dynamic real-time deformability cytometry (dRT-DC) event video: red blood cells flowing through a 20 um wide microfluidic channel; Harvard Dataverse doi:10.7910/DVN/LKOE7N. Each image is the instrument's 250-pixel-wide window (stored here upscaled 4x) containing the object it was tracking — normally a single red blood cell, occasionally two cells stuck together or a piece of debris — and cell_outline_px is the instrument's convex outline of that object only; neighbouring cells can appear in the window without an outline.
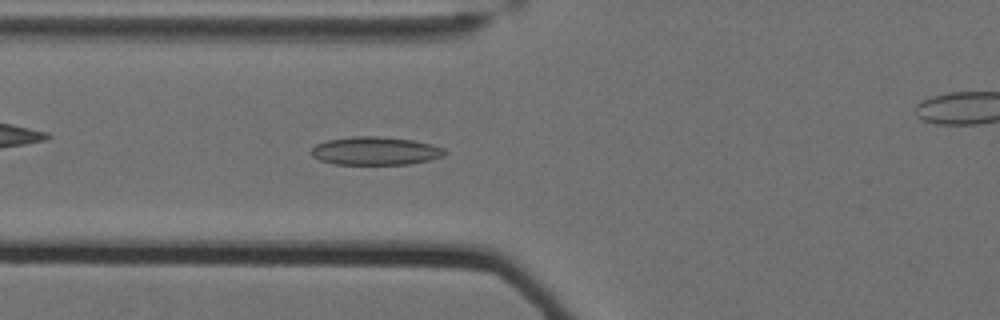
{"species": "Egyptian fruit bat (a non-hibernating species)", "species_latin": "Rousettus aegyptiacus", "temperature_condition": "cold", "stored_images_in_passage": 52, "camera_frame_rate_fps": 3000, "um_per_image_px": 0.085, "animal": {"sex": "female"}, "frame": {"image": 1, "passage_image": 16, "time_ms": 5.0, "image_size_px": [1000, 320], "cell_outline_px": [[448, 152], [444, 156], [428, 160], [408, 164], [332, 164], [320, 160], [312, 156], [308, 152], [316, 144], [328, 140], [352, 136], [380, 136], [412, 140], [432, 144], [444, 148]], "centroid_in_image_um": [31.89, 12.82], "position_along_channel_um": 93.9, "area_um2": 22.08}}
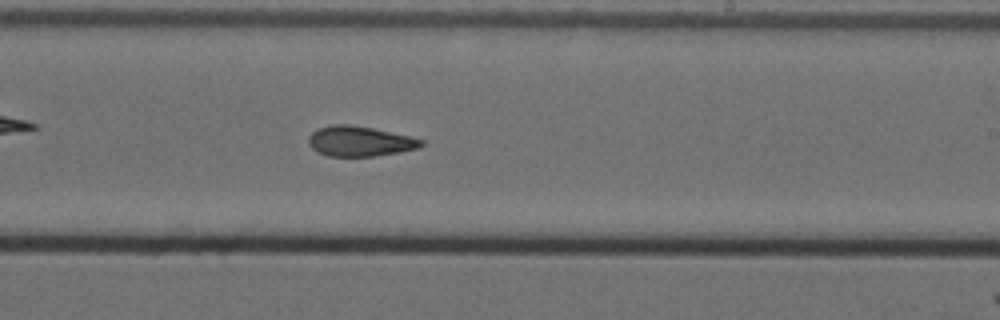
{"frame": {"image": 2, "passage_image": 30, "time_ms": 9.667, "image_size_px": [1000, 320], "cell_outline_px": [[424, 144], [416, 148], [400, 152], [376, 156], [328, 156], [312, 148], [308, 144], [308, 136], [316, 128], [332, 124], [348, 124], [372, 128], [408, 136], [424, 140]], "centroid_in_image_um": [30.54, 12.0], "position_along_channel_um": 258.5, "area_um2": 19.71}}
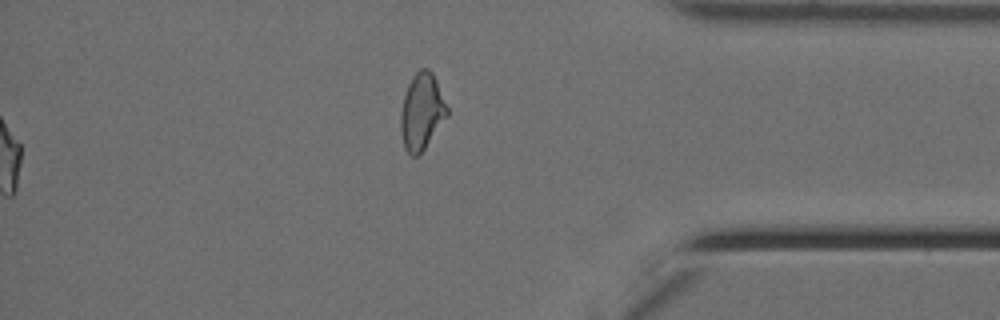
{"frame": {"image": 3, "passage_image": 52, "time_ms": 17.0, "image_size_px": [1000, 320], "cell_outline_px": [[448, 116], [424, 148], [416, 156], [412, 156], [404, 148], [400, 132], [400, 112], [404, 96], [408, 84], [412, 76], [420, 68], [428, 68], [432, 72], [436, 80], [448, 108]], "centroid_in_image_um": [35.83, 9.47], "position_along_channel_um": 399.4, "area_um2": 20.63}, "authors_computed_cell_mechanics": {"area_um2": 20.3167, "velocity_mm_per_s": 3.4984, "shape_relaxation_time_tau1_ms": null, "shape_relaxation_time_tau2_ms": 4.6416, "deformation_change_tau1": null, "deformation_change_tau2": 0.1051}}